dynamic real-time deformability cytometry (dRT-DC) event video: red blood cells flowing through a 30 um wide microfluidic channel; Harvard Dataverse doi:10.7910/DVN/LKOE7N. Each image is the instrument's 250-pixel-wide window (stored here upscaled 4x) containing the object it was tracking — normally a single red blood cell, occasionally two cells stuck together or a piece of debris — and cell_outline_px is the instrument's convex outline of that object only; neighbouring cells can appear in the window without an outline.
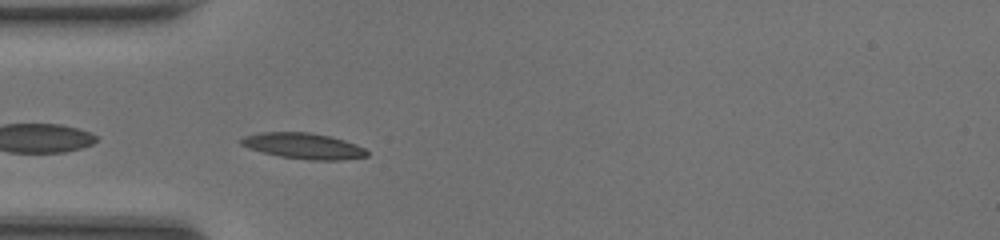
{"species": "common noctule bat (a hibernating species)", "species_latin": "Nyctalus noctula", "temperature_condition": "room temperature", "stored_images_in_passage": 37, "camera_frame_rate_fps": 3000, "um_per_image_px": 0.085, "animal": {"sex": "female", "body_mass_g": 20.0, "forearm_length_mm": 54.0}, "frame": {"image": 1, "passage_image": 4, "time_ms": 1.0, "image_size_px": [1000, 240], "cell_outline_px": [[368, 156], [340, 160], [312, 160], [280, 156], [248, 148], [240, 144], [240, 140], [244, 136], [260, 132], [308, 132], [328, 136], [344, 140], [356, 144], [364, 148], [368, 152]], "centroid_in_image_um": [25.79, 12.4], "position_along_channel_um": 59.2, "area_um2": 18.79}}
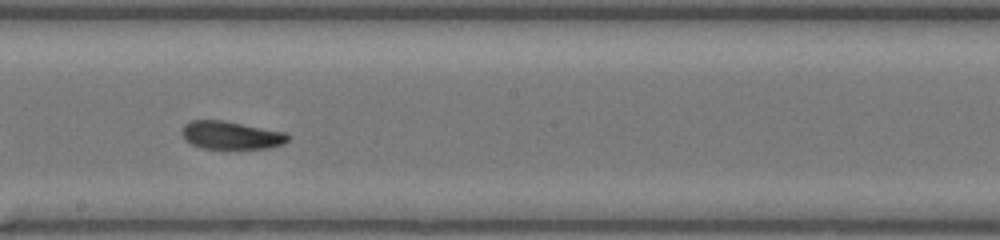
{"frame": {"image": 2, "passage_image": 16, "time_ms": 5.0, "image_size_px": [1000, 240], "cell_outline_px": [[288, 140], [284, 144], [268, 148], [200, 148], [192, 144], [180, 132], [184, 124], [192, 120], [224, 120], [284, 132], [288, 136]], "centroid_in_image_um": [19.62, 11.48], "position_along_channel_um": 228.6, "area_um2": 17.11}}
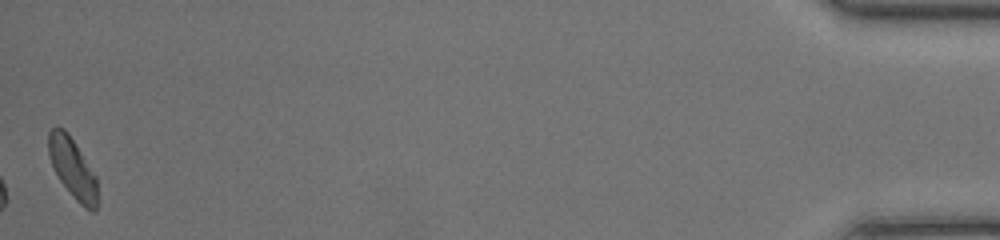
{"frame": {"image": 3, "passage_image": 37, "time_ms": 12.0, "image_size_px": [1000, 240], "cell_outline_px": [[96, 212], [92, 212], [84, 208], [76, 200], [60, 180], [48, 156], [48, 132], [56, 124], [64, 128], [68, 132], [96, 176]], "centroid_in_image_um": [6.14, 14.25], "position_along_channel_um": 429.1, "area_um2": 16.99}, "authors_computed_cell_mechanics": {"area_um2": 17.4556, "velocity_mm_per_s": 4.2962, "shape_relaxation_time_tau1_ms": 4.7104, "shape_relaxation_time_tau2_ms": 3.4784, "deformation_change_tau1": 0.1544, "deformation_change_tau2": 0.0983}}